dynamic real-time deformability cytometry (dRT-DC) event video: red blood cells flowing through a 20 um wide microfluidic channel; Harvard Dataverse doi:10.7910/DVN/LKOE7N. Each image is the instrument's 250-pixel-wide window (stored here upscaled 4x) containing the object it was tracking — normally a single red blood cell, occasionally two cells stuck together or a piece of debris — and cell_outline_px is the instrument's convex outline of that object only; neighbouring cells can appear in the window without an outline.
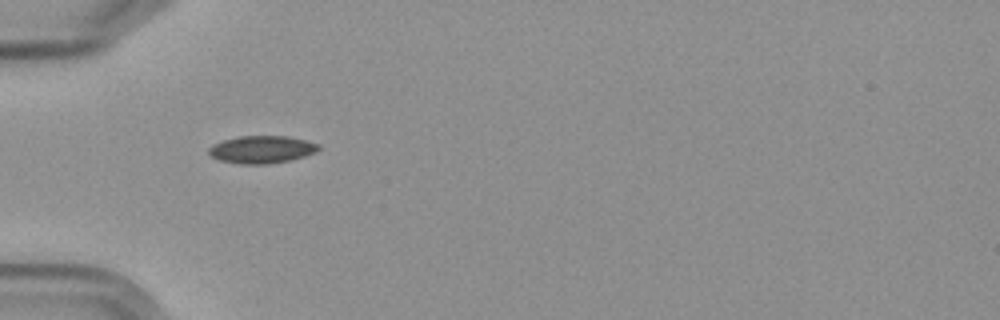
{"species": "Egyptian fruit bat (a non-hibernating species)", "species_latin": "Rousettus aegyptiacus", "temperature_condition": "cold", "stored_images_in_passage": 11, "camera_frame_rate_fps": 3000, "um_per_image_px": 0.085, "frame": {"image": 1, "passage_image": 1, "time_ms": 0.0, "image_size_px": [1000, 320], "cell_outline_px": [[320, 148], [316, 152], [292, 160], [268, 164], [236, 164], [220, 160], [212, 156], [208, 152], [208, 148], [212, 144], [224, 140], [240, 136], [288, 136], [320, 144]], "centroid_in_image_um": [22.25, 12.71], "position_along_channel_um": 62.8, "area_um2": 17.69}}
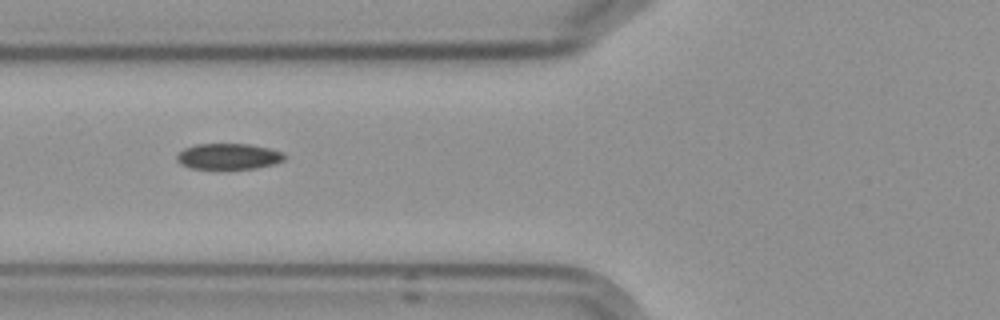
{"frame": {"image": 2, "passage_image": 2, "time_ms": 1.333, "image_size_px": [1000, 320], "cell_outline_px": [[288, 156], [284, 160], [276, 164], [256, 168], [188, 168], [180, 164], [176, 160], [176, 156], [184, 148], [196, 144], [248, 144], [268, 148], [284, 152]], "centroid_in_image_um": [19.45, 13.29], "position_along_channel_um": 106.3, "area_um2": 16.3}}
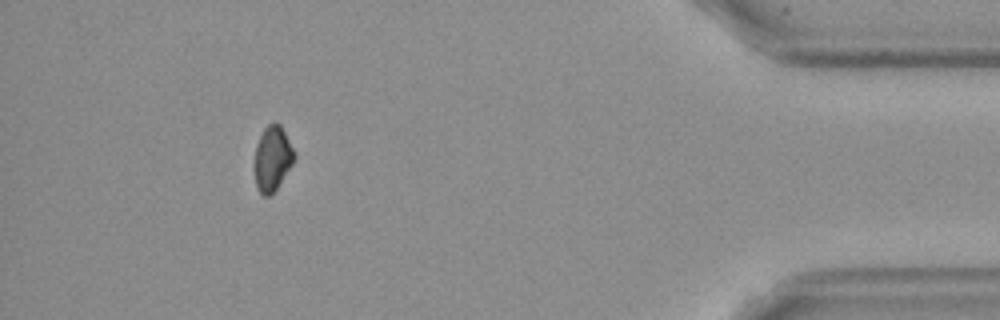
{"frame": {"image": 3, "passage_image": 10, "time_ms": 11.333, "image_size_px": [1000, 320], "cell_outline_px": [[296, 156], [292, 164], [276, 188], [268, 196], [264, 196], [256, 188], [252, 164], [256, 144], [264, 128], [268, 124], [280, 124], [296, 152]], "centroid_in_image_um": [23.12, 13.47], "position_along_channel_um": 412.1, "area_um2": 15.26}, "authors_computed_cell_mechanics": {"area_um2": 16.7042, "velocity_mm_per_s": 3.5655, "shape_relaxation_time_tau1_ms": 7.2266, "shape_relaxation_time_tau2_ms": 5.6172, "deformation_change_tau1": 0.1431, "deformation_change_tau2": 0.0674}}